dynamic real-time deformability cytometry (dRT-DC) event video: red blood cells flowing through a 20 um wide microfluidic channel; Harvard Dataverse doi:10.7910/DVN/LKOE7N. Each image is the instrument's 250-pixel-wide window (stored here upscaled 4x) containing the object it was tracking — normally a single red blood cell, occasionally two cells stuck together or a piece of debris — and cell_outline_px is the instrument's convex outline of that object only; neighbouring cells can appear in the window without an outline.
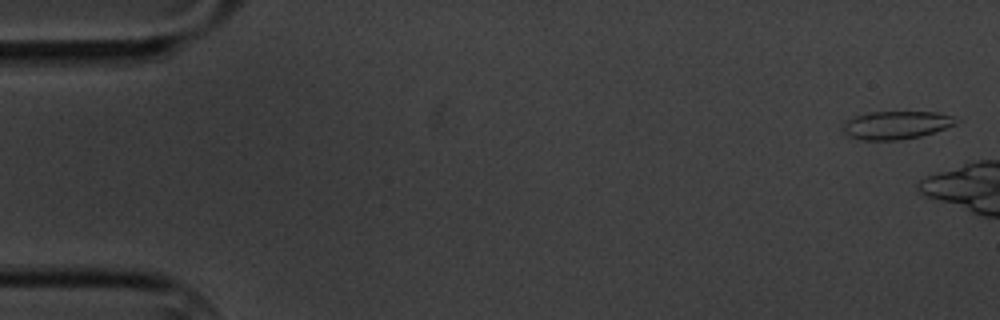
{"species": "common noctule bat (a hibernating species)", "species_latin": "Nyctalus noctula", "temperature_condition": "cold", "stored_images_in_passage": 3, "camera_frame_rate_fps": 3000, "um_per_image_px": 0.085, "animal": {"sex": "male", "body_mass_g": 20.1, "forearm_length_mm": 53.5}, "frame": {"image": 1, "passage_image": 1, "time_ms": 0.0, "image_size_px": [1000, 320], "cell_outline_px": [[960, 120], [956, 124], [920, 136], [900, 140], [864, 140], [848, 136], [844, 132], [844, 120], [868, 112], [936, 112], [956, 116]], "centroid_in_image_um": [76.2, 10.62], "position_along_channel_um": 8.8, "area_um2": 18.5}}